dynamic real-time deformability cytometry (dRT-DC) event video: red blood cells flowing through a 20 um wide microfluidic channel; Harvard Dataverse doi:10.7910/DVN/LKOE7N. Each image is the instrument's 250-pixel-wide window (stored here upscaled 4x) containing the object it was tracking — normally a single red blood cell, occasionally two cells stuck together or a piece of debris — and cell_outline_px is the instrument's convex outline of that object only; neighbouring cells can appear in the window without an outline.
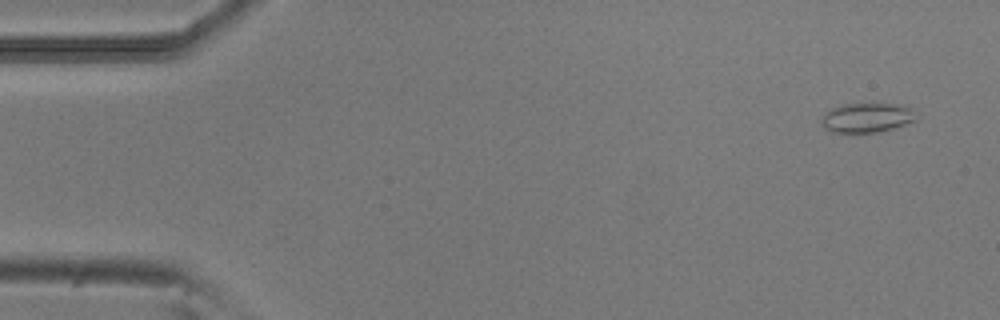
{"species": "common noctule bat (a hibernating species)", "species_latin": "Nyctalus noctula", "temperature_condition": "room temperature", "stored_images_in_passage": 10, "camera_frame_rate_fps": 3000, "um_per_image_px": 0.085, "animal": {"sex": "male", "body_mass_g": 20.5, "forearm_length_mm": 52.5}, "frame": {"image": 1, "passage_image": 1, "time_ms": 0.0, "image_size_px": [1000, 320], "cell_outline_px": [[916, 120], [892, 128], [876, 132], [832, 132], [820, 120], [832, 108], [844, 104], [892, 104], [912, 108]], "centroid_in_image_um": [73.7, 10.0], "position_along_channel_um": 11.3, "area_um2": 15.66}}
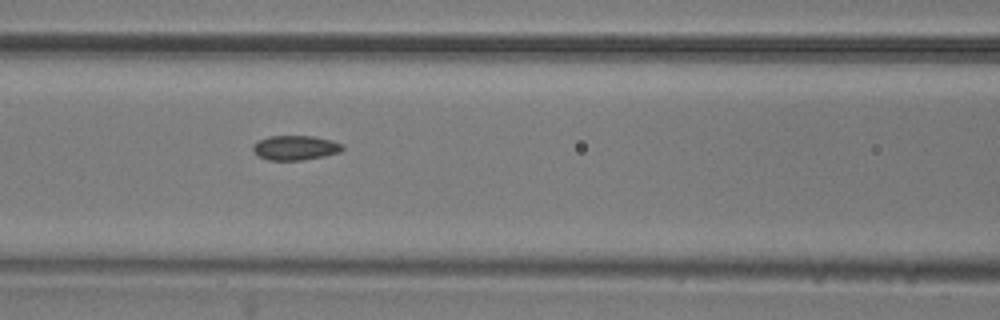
{"frame": {"image": 2, "passage_image": 6, "time_ms": 1.667, "image_size_px": [1000, 320], "cell_outline_px": [[344, 148], [340, 152], [324, 156], [300, 160], [268, 160], [256, 156], [252, 152], [252, 144], [268, 136], [312, 136], [332, 140], [344, 144]], "centroid_in_image_um": [25.07, 12.56], "position_along_channel_um": 141.5, "area_um2": 13.01}}
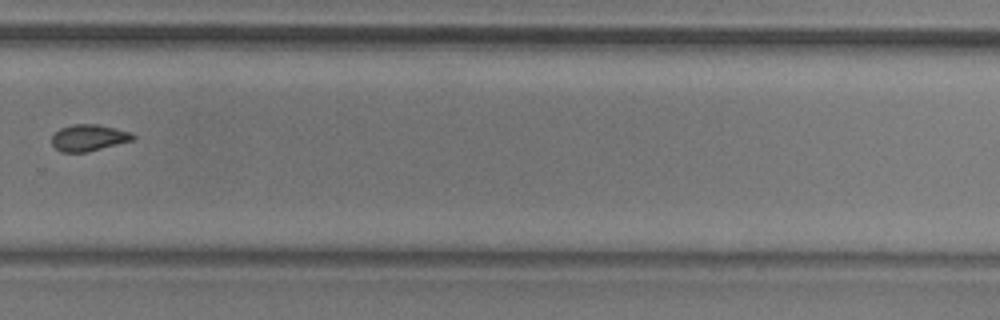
{"frame": {"image": 3, "passage_image": 10, "time_ms": 3.0, "image_size_px": [1000, 320], "cell_outline_px": [[136, 136], [132, 140], [84, 152], [60, 152], [52, 144], [52, 136], [60, 128], [72, 124], [96, 124], [116, 128], [132, 132]], "centroid_in_image_um": [7.53, 11.69], "position_along_channel_um": 322.3, "area_um2": 12.37}}